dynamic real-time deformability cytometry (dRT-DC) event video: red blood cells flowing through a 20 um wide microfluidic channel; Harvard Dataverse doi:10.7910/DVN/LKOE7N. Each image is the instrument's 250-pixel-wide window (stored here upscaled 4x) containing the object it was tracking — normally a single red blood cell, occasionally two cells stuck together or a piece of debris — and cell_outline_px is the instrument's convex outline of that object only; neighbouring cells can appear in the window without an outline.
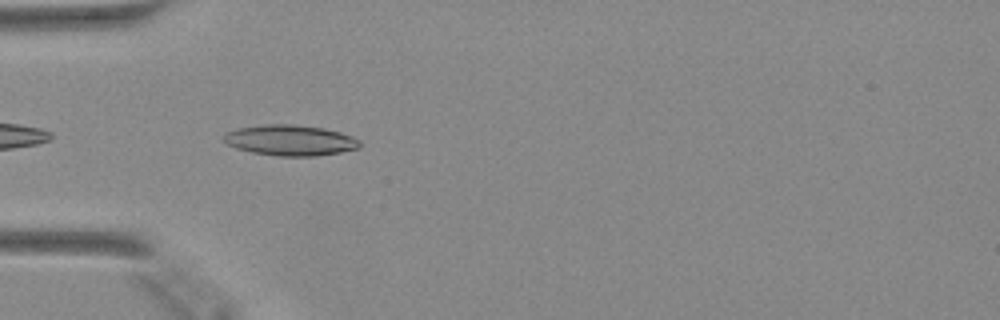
{"species": "Egyptian fruit bat (a non-hibernating species)", "species_latin": "Rousettus aegyptiacus", "temperature_condition": "warm", "stored_images_in_passage": 8, "camera_frame_rate_fps": 3000, "um_per_image_px": 0.085, "animal": {"sex": "female"}, "frame": {"image": 1, "passage_image": 2, "time_ms": 0.333, "image_size_px": [1000, 320], "cell_outline_px": [[360, 148], [340, 152], [316, 156], [280, 156], [252, 152], [236, 148], [228, 144], [224, 140], [224, 136], [228, 132], [240, 128], [268, 124], [292, 124], [324, 128], [340, 132], [360, 140]], "centroid_in_image_um": [24.71, 11.93], "position_along_channel_um": 60.3, "area_um2": 24.04}}
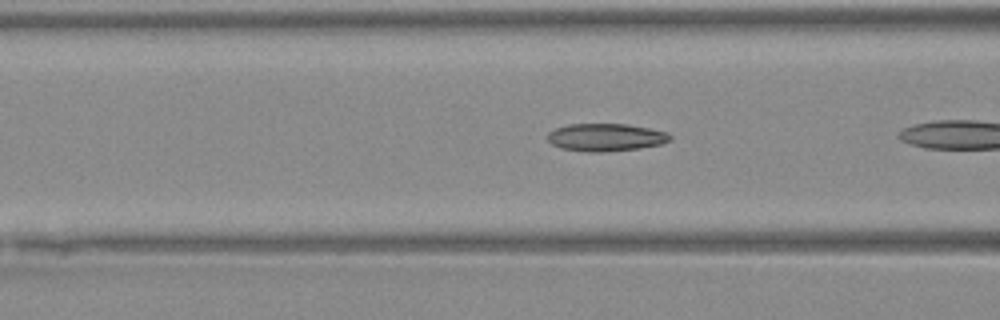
{"frame": {"image": 2, "passage_image": 4, "time_ms": 1.0, "image_size_px": [1000, 320], "cell_outline_px": [[672, 140], [660, 144], [640, 148], [604, 152], [588, 152], [560, 148], [552, 144], [548, 140], [548, 132], [556, 128], [568, 124], [628, 124], [668, 132], [672, 136]], "centroid_in_image_um": [51.5, 11.67], "position_along_channel_um": 115.1, "area_um2": 19.83}}
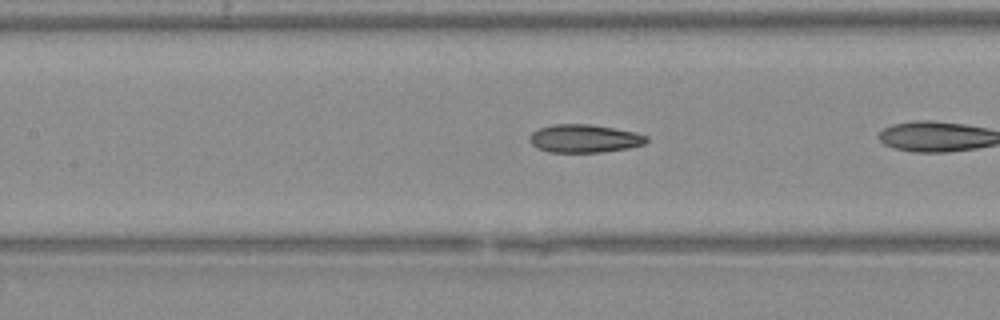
{"frame": {"image": 3, "passage_image": 7, "time_ms": 2.0, "image_size_px": [1000, 320], "cell_outline_px": [[648, 140], [644, 144], [628, 148], [600, 152], [548, 152], [536, 148], [528, 140], [528, 136], [532, 132], [540, 128], [556, 124], [592, 124], [616, 128], [636, 132], [648, 136]], "centroid_in_image_um": [49.66, 11.77], "position_along_channel_um": 157.7, "area_um2": 19.31}}